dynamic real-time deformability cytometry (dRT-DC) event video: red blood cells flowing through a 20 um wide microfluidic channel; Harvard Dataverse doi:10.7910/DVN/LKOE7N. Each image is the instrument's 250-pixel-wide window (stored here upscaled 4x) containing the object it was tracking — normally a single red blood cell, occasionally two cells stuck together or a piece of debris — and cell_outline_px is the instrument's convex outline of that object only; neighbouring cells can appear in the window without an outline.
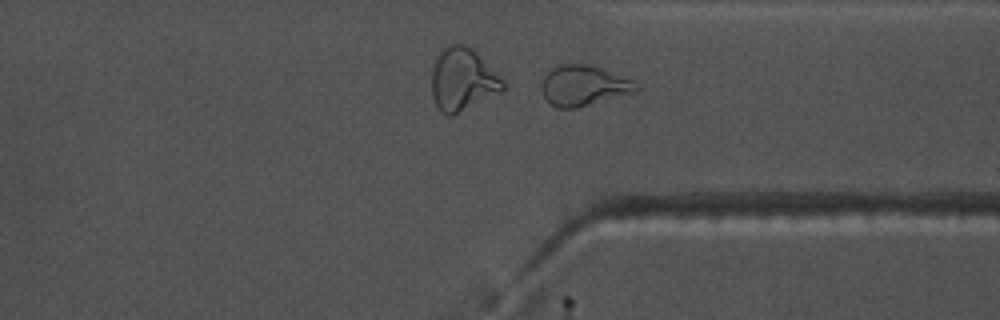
{"species": "common noctule bat (a hibernating species)", "species_latin": "Nyctalus noctula", "temperature_condition": "warm", "stored_images_in_passage": 29, "camera_frame_rate_fps": 3000, "um_per_image_px": 0.085, "animal": {"sex": "male", "body_mass_g": 17.5, "forearm_length_mm": 52.3}, "frame": {"image": 1, "passage_image": 25, "time_ms": 8.0, "image_size_px": [1000, 320], "cell_outline_px": [[640, 88], [636, 92], [576, 108], [556, 108], [544, 96], [540, 84], [544, 76], [552, 68], [560, 64], [584, 64], [600, 68], [632, 80]], "centroid_in_image_um": [49.59, 7.28], "position_along_channel_um": 361.8, "area_um2": 22.02}, "authors_computed_cell_mechanics": {"area_um2": 19.2474, "velocity_mm_per_s": 3.7759, "shape_relaxation_time_tau1_ms": null, "shape_relaxation_time_tau2_ms": 1.6705, "deformation_change_tau1": null, "deformation_change_tau2": 0.0925}}